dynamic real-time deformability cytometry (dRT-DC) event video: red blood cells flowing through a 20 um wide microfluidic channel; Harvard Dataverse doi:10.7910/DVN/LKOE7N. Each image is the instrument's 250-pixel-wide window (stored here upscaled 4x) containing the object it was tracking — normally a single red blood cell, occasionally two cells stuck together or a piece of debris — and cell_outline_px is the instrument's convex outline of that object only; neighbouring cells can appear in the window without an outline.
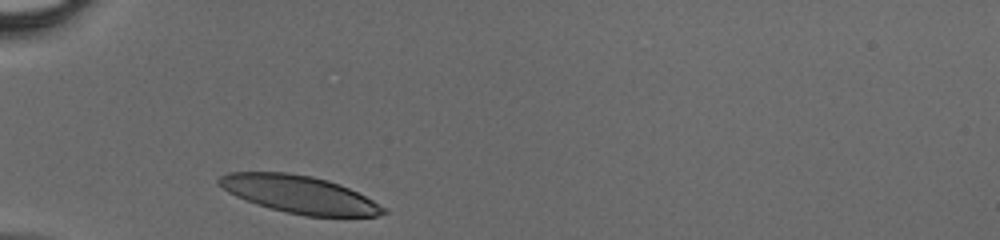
{"species": "human", "species_latin": "Homo sapiens", "temperature_condition": "cold", "stored_images_in_passage": 25, "camera_frame_rate_fps": 3000, "um_per_image_px": 0.085, "donor": {"sex": "male"}, "frame": {"image": 1, "passage_image": 1, "time_ms": 0.0, "image_size_px": [1000, 240], "cell_outline_px": [[388, 212], [376, 216], [304, 216], [256, 204], [236, 196], [228, 192], [216, 180], [220, 176], [228, 172], [288, 172], [312, 176], [328, 180], [340, 184], [388, 208]], "centroid_in_image_um": [25.46, 16.52], "position_along_channel_um": 59.5, "area_um2": 35.72}}
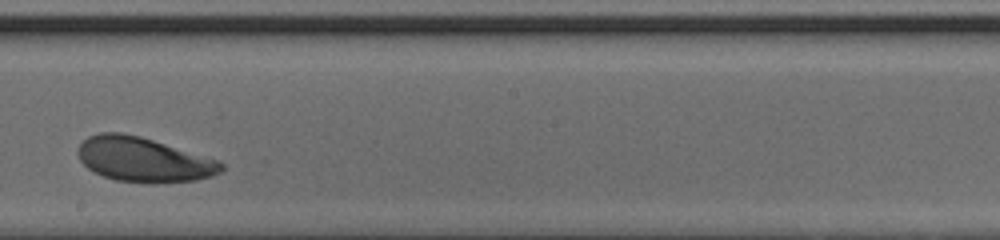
{"frame": {"image": 2, "passage_image": 14, "time_ms": 4.333, "image_size_px": [1000, 240], "cell_outline_px": [[224, 168], [220, 172], [212, 176], [196, 180], [116, 180], [104, 176], [88, 168], [80, 160], [76, 152], [80, 144], [88, 136], [100, 132], [120, 132], [140, 136], [220, 160], [224, 164]], "centroid_in_image_um": [12.19, 13.51], "position_along_channel_um": 236.0, "area_um2": 36.24}}
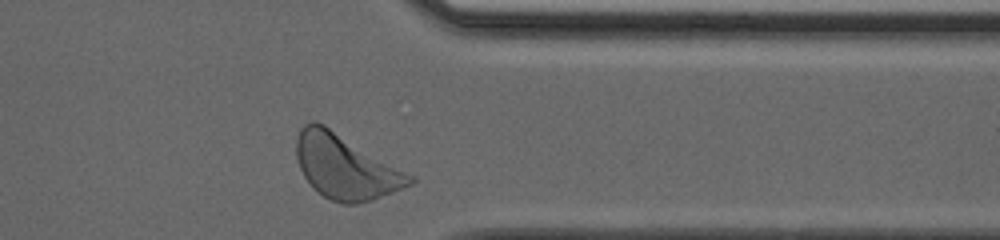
{"frame": {"image": 3, "passage_image": 24, "time_ms": 7.667, "image_size_px": [1000, 240], "cell_outline_px": [[416, 180], [412, 184], [404, 188], [372, 200], [356, 204], [344, 204], [332, 200], [324, 196], [312, 188], [304, 176], [300, 168], [296, 156], [296, 140], [300, 128], [304, 124], [312, 120], [316, 120], [324, 124], [412, 176]], "centroid_in_image_um": [29.32, 14.18], "position_along_channel_um": 382.1, "area_um2": 42.08}}